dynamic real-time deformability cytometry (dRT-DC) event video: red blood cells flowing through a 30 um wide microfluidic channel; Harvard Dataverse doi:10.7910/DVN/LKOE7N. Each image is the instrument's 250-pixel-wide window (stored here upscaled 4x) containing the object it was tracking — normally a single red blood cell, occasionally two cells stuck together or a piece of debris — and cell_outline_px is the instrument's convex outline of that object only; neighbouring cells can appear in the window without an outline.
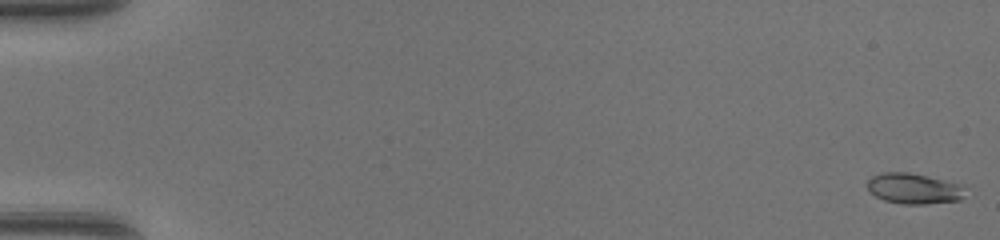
{"species": "common noctule bat (a hibernating species)", "species_latin": "Nyctalus noctula", "temperature_condition": "warm", "stored_images_in_passage": 49, "camera_frame_rate_fps": 3000, "um_per_image_px": 0.085, "animal": {"sex": "female", "body_mass_g": 17.0, "forearm_length_mm": 48.0}, "frame": {"image": 1, "passage_image": 1, "time_ms": 0.0, "image_size_px": [1000, 240], "cell_outline_px": [[960, 200], [924, 204], [904, 204], [884, 200], [876, 196], [868, 188], [868, 180], [872, 176], [884, 172], [908, 172], [956, 184], [960, 188]], "centroid_in_image_um": [77.55, 16.03], "position_along_channel_um": 7.4, "area_um2": 16.59}}
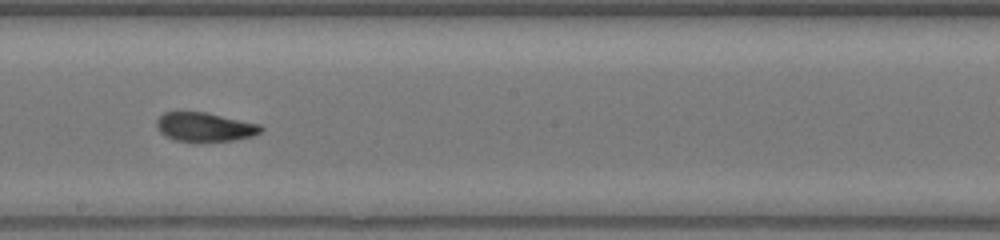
{"frame": {"image": 2, "passage_image": 29, "time_ms": 9.333, "image_size_px": [1000, 240], "cell_outline_px": [[264, 128], [260, 132], [252, 136], [232, 140], [176, 140], [164, 136], [160, 132], [156, 124], [156, 120], [164, 112], [204, 112], [260, 124]], "centroid_in_image_um": [17.39, 10.77], "position_along_channel_um": 230.8, "area_um2": 17.17}}
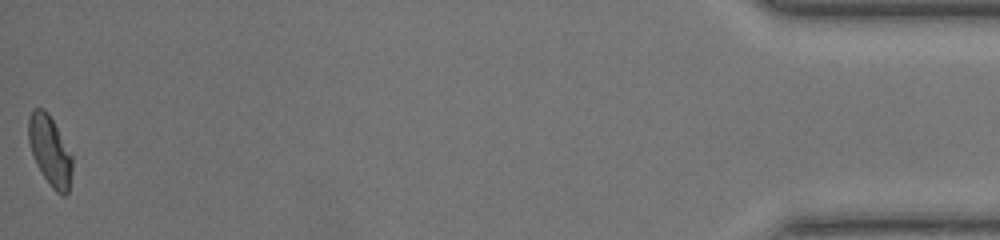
{"frame": {"image": 3, "passage_image": 49, "time_ms": 16.0, "image_size_px": [1000, 240], "cell_outline_px": [[72, 172], [68, 192], [64, 196], [56, 192], [52, 188], [36, 164], [28, 140], [28, 120], [32, 108], [44, 108], [48, 112], [72, 152]], "centroid_in_image_um": [4.26, 12.79], "position_along_channel_um": 430.9, "area_um2": 17.98}, "authors_computed_cell_mechanics": {"area_um2": 17.8602, "velocity_mm_per_s": 4.3986, "shape_relaxation_time_tau1_ms": 7.0013, "shape_relaxation_time_tau2_ms": 1.0132, "deformation_change_tau1": 0.2509, "deformation_change_tau2": 0.0638}}